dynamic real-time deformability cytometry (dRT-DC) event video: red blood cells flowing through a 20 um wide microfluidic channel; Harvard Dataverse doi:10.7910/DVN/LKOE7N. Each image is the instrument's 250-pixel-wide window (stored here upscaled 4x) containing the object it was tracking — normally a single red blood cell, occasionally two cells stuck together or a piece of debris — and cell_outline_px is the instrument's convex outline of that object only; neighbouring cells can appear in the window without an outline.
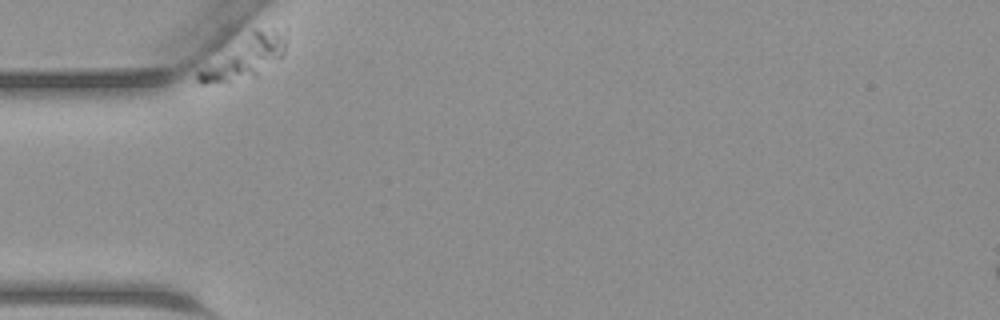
{"species": "common noctule bat (a hibernating species)", "species_latin": "Nyctalus noctula", "temperature_condition": "warm", "stored_images_in_passage": 38, "segment_of_instrument_passage": [1, 2], "camera_frame_rate_fps": 3000, "um_per_image_px": 0.085, "animal": {"sex": "male", "body_mass_g": 23.1, "forearm_length_mm": 52.7}, "frame": {"image": 1, "passage_image": 1, "time_ms": 0.0, "image_size_px": [1000, 320], "cell_outline_px": [[284, 56], [256, 76], [208, 84], [200, 84], [196, 80], [196, 72], [252, 28], [272, 28], [284, 36]], "centroid_in_image_um": [20.78, 4.86], "position_along_channel_um": 64.2, "area_um2": 21.27}}
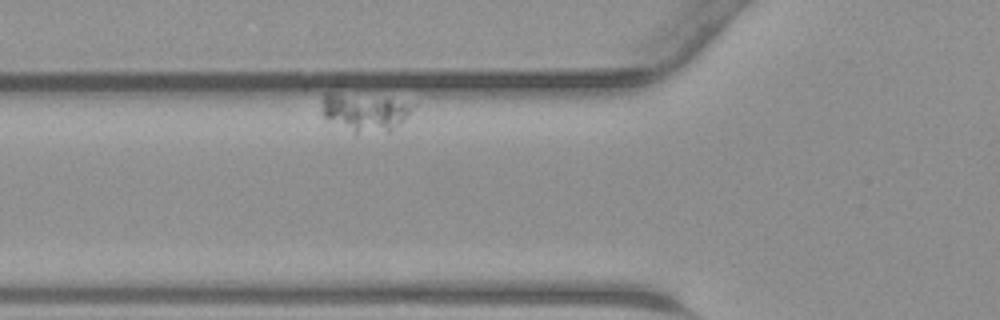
{"frame": {"image": 2, "passage_image": 6, "time_ms": 1.667, "image_size_px": [1000, 320], "cell_outline_px": [[416, 104], [408, 116], [404, 120], [388, 132], [356, 136], [328, 120], [320, 112], [320, 108], [324, 92], [332, 88]], "centroid_in_image_um": [30.88, 9.51], "position_along_channel_um": 94.9, "area_um2": 21.56}}